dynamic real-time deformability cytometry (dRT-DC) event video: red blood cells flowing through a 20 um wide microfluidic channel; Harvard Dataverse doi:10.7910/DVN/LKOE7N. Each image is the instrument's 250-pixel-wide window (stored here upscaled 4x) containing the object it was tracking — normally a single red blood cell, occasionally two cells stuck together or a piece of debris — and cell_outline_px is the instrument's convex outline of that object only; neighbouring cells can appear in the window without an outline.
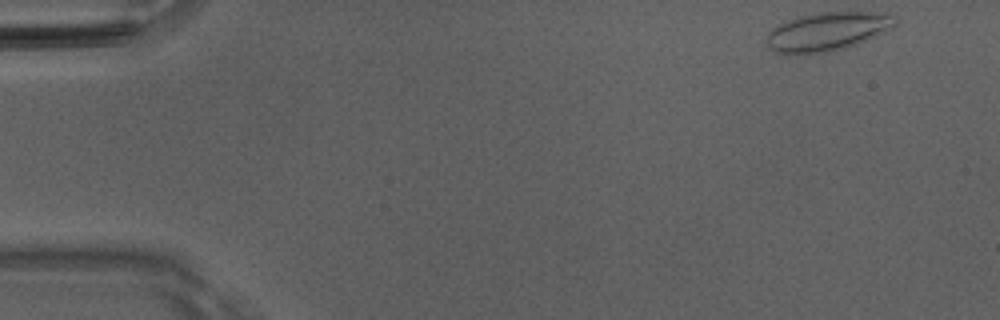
{"species": "Egyptian fruit bat (a non-hibernating species)", "species_latin": "Rousettus aegyptiacus", "temperature_condition": "room temperature", "stored_images_in_passage": 48, "camera_frame_rate_fps": 3000, "um_per_image_px": 0.085, "animal": {"sex": "male"}, "frame": {"image": 1, "passage_image": 1, "time_ms": 0.0, "image_size_px": [1000, 320], "cell_outline_px": [[896, 24], [868, 40], [844, 48], [824, 52], [796, 56], [776, 52], [768, 48], [764, 44], [764, 40], [768, 32], [772, 28], [796, 16], [820, 12], [872, 12], [896, 16]], "centroid_in_image_um": [70.22, 2.7], "position_along_channel_um": 14.8, "area_um2": 29.19}}
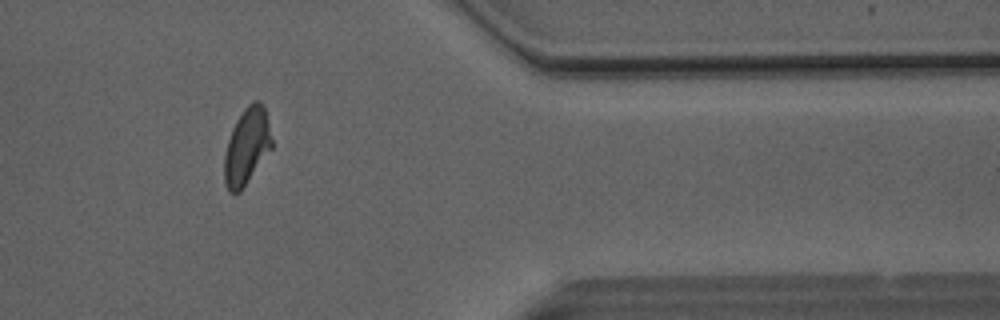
{"frame": {"image": 2, "passage_image": 39, "time_ms": 12.667, "image_size_px": [1000, 320], "cell_outline_px": [[272, 148], [240, 192], [228, 192], [224, 180], [224, 156], [228, 140], [232, 128], [236, 120], [244, 108], [252, 100], [260, 100], [264, 108], [272, 140]], "centroid_in_image_um": [20.96, 12.44], "position_along_channel_um": 390.4, "area_um2": 21.04}}
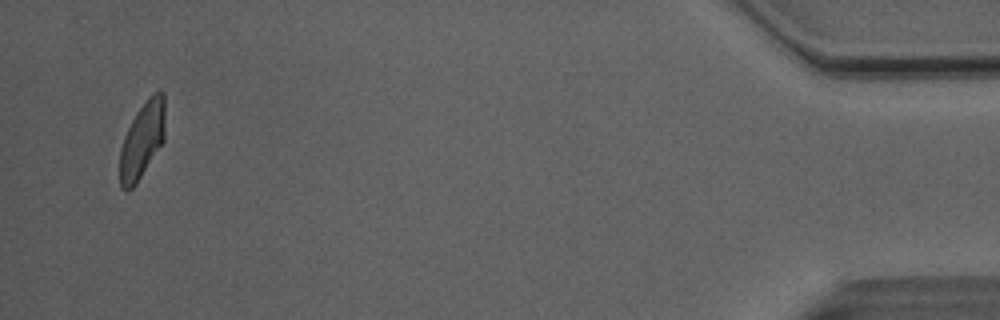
{"frame": {"image": 3, "passage_image": 46, "time_ms": 15.0, "image_size_px": [1000, 320], "cell_outline_px": [[164, 140], [136, 184], [128, 192], [124, 192], [120, 188], [120, 148], [124, 136], [136, 112], [148, 96], [152, 92], [160, 88], [164, 92]], "centroid_in_image_um": [12.08, 11.89], "position_along_channel_um": 423.1, "area_um2": 20.29}, "authors_computed_cell_mechanics": {"area_um2": 21.386, "velocity_mm_per_s": 4.0901, "shape_relaxation_time_tau1_ms": 8.5477, "shape_relaxation_time_tau2_ms": 1.4079, "deformation_change_tau1": 0.1934, "deformation_change_tau2": 0.0777}}